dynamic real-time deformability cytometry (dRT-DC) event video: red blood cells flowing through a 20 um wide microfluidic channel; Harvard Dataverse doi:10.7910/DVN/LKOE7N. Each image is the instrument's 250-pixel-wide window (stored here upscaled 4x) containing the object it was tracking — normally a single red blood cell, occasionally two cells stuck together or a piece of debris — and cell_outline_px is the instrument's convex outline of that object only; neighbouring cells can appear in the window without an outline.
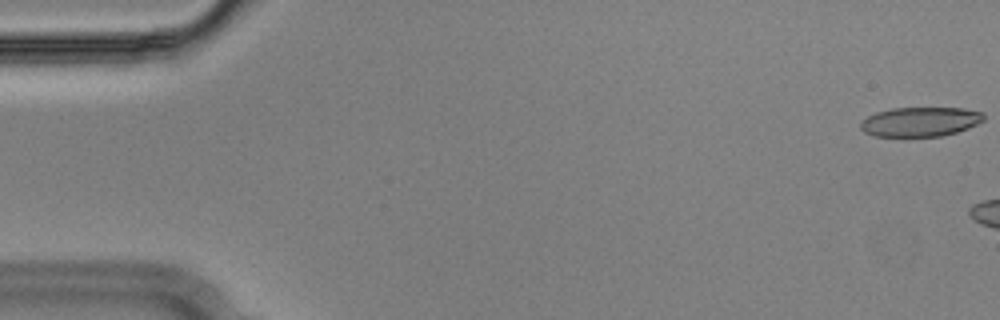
{"species": "Egyptian fruit bat (a non-hibernating species)", "species_latin": "Rousettus aegyptiacus", "temperature_condition": "cold", "stored_images_in_passage": 10, "camera_frame_rate_fps": 3000, "um_per_image_px": 0.085, "animal": {"sex": "male"}, "frame": {"image": 1, "passage_image": 1, "time_ms": 0.0, "image_size_px": [1000, 320], "cell_outline_px": [[984, 120], [968, 128], [944, 136], [908, 140], [904, 140], [872, 136], [864, 132], [860, 128], [860, 120], [876, 112], [892, 108], [964, 108], [984, 112]], "centroid_in_image_um": [78.15, 10.41], "position_along_channel_um": 6.8, "area_um2": 22.37}}